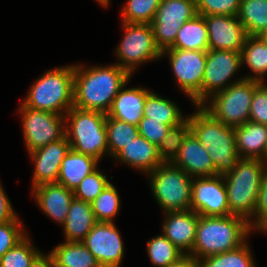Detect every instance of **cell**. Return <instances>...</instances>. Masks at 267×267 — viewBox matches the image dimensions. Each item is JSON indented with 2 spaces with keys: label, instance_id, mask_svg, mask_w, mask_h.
<instances>
[{
  "label": "cell",
  "instance_id": "cell-1",
  "mask_svg": "<svg viewBox=\"0 0 267 267\" xmlns=\"http://www.w3.org/2000/svg\"><path fill=\"white\" fill-rule=\"evenodd\" d=\"M131 77L115 63L88 68L74 65L73 106L107 114L115 96Z\"/></svg>",
  "mask_w": 267,
  "mask_h": 267
},
{
  "label": "cell",
  "instance_id": "cell-2",
  "mask_svg": "<svg viewBox=\"0 0 267 267\" xmlns=\"http://www.w3.org/2000/svg\"><path fill=\"white\" fill-rule=\"evenodd\" d=\"M251 232L249 222L237 215H199L196 239L189 255L200 260L236 249L246 242Z\"/></svg>",
  "mask_w": 267,
  "mask_h": 267
},
{
  "label": "cell",
  "instance_id": "cell-3",
  "mask_svg": "<svg viewBox=\"0 0 267 267\" xmlns=\"http://www.w3.org/2000/svg\"><path fill=\"white\" fill-rule=\"evenodd\" d=\"M196 107L197 111L187 116L191 132L207 150L216 168V175H224L241 159L237 152L234 127L215 119L201 105Z\"/></svg>",
  "mask_w": 267,
  "mask_h": 267
},
{
  "label": "cell",
  "instance_id": "cell-4",
  "mask_svg": "<svg viewBox=\"0 0 267 267\" xmlns=\"http://www.w3.org/2000/svg\"><path fill=\"white\" fill-rule=\"evenodd\" d=\"M267 162L241 158L237 165L223 175L232 215L249 221L254 214Z\"/></svg>",
  "mask_w": 267,
  "mask_h": 267
},
{
  "label": "cell",
  "instance_id": "cell-5",
  "mask_svg": "<svg viewBox=\"0 0 267 267\" xmlns=\"http://www.w3.org/2000/svg\"><path fill=\"white\" fill-rule=\"evenodd\" d=\"M74 64L49 70L29 89L22 103L33 110L65 115L73 107Z\"/></svg>",
  "mask_w": 267,
  "mask_h": 267
},
{
  "label": "cell",
  "instance_id": "cell-6",
  "mask_svg": "<svg viewBox=\"0 0 267 267\" xmlns=\"http://www.w3.org/2000/svg\"><path fill=\"white\" fill-rule=\"evenodd\" d=\"M106 119L104 112L73 106L65 114V135L71 149L98 161L103 155H109Z\"/></svg>",
  "mask_w": 267,
  "mask_h": 267
},
{
  "label": "cell",
  "instance_id": "cell-7",
  "mask_svg": "<svg viewBox=\"0 0 267 267\" xmlns=\"http://www.w3.org/2000/svg\"><path fill=\"white\" fill-rule=\"evenodd\" d=\"M155 200L164 212L191 210L193 178L171 163L159 165L148 173Z\"/></svg>",
  "mask_w": 267,
  "mask_h": 267
},
{
  "label": "cell",
  "instance_id": "cell-8",
  "mask_svg": "<svg viewBox=\"0 0 267 267\" xmlns=\"http://www.w3.org/2000/svg\"><path fill=\"white\" fill-rule=\"evenodd\" d=\"M261 83L244 77L237 79V82L211 96L208 99L210 105L201 106L223 124L240 126L249 121L251 99Z\"/></svg>",
  "mask_w": 267,
  "mask_h": 267
},
{
  "label": "cell",
  "instance_id": "cell-9",
  "mask_svg": "<svg viewBox=\"0 0 267 267\" xmlns=\"http://www.w3.org/2000/svg\"><path fill=\"white\" fill-rule=\"evenodd\" d=\"M122 24L125 34L115 50L120 59L116 64L133 76L139 64L162 58L161 50L156 46L151 24Z\"/></svg>",
  "mask_w": 267,
  "mask_h": 267
},
{
  "label": "cell",
  "instance_id": "cell-10",
  "mask_svg": "<svg viewBox=\"0 0 267 267\" xmlns=\"http://www.w3.org/2000/svg\"><path fill=\"white\" fill-rule=\"evenodd\" d=\"M241 66V53L208 49L201 90L191 99L192 103L195 106L208 104L211 96L237 82L229 81Z\"/></svg>",
  "mask_w": 267,
  "mask_h": 267
},
{
  "label": "cell",
  "instance_id": "cell-11",
  "mask_svg": "<svg viewBox=\"0 0 267 267\" xmlns=\"http://www.w3.org/2000/svg\"><path fill=\"white\" fill-rule=\"evenodd\" d=\"M197 14L195 0H162L151 22L156 46L170 48L183 24Z\"/></svg>",
  "mask_w": 267,
  "mask_h": 267
},
{
  "label": "cell",
  "instance_id": "cell-12",
  "mask_svg": "<svg viewBox=\"0 0 267 267\" xmlns=\"http://www.w3.org/2000/svg\"><path fill=\"white\" fill-rule=\"evenodd\" d=\"M21 113L23 136L28 153L57 141L65 135V115L33 110L23 104Z\"/></svg>",
  "mask_w": 267,
  "mask_h": 267
},
{
  "label": "cell",
  "instance_id": "cell-13",
  "mask_svg": "<svg viewBox=\"0 0 267 267\" xmlns=\"http://www.w3.org/2000/svg\"><path fill=\"white\" fill-rule=\"evenodd\" d=\"M168 56L179 88L190 100L201 90L207 51L165 49L161 57Z\"/></svg>",
  "mask_w": 267,
  "mask_h": 267
},
{
  "label": "cell",
  "instance_id": "cell-14",
  "mask_svg": "<svg viewBox=\"0 0 267 267\" xmlns=\"http://www.w3.org/2000/svg\"><path fill=\"white\" fill-rule=\"evenodd\" d=\"M191 210L201 216H229L227 188L223 175L193 178Z\"/></svg>",
  "mask_w": 267,
  "mask_h": 267
},
{
  "label": "cell",
  "instance_id": "cell-15",
  "mask_svg": "<svg viewBox=\"0 0 267 267\" xmlns=\"http://www.w3.org/2000/svg\"><path fill=\"white\" fill-rule=\"evenodd\" d=\"M81 242L101 267H120L124 243L114 222H97Z\"/></svg>",
  "mask_w": 267,
  "mask_h": 267
},
{
  "label": "cell",
  "instance_id": "cell-16",
  "mask_svg": "<svg viewBox=\"0 0 267 267\" xmlns=\"http://www.w3.org/2000/svg\"><path fill=\"white\" fill-rule=\"evenodd\" d=\"M208 30V49L241 53L247 33L238 16H204Z\"/></svg>",
  "mask_w": 267,
  "mask_h": 267
},
{
  "label": "cell",
  "instance_id": "cell-17",
  "mask_svg": "<svg viewBox=\"0 0 267 267\" xmlns=\"http://www.w3.org/2000/svg\"><path fill=\"white\" fill-rule=\"evenodd\" d=\"M71 149L66 135L28 154L35 163L32 188L58 180L61 162Z\"/></svg>",
  "mask_w": 267,
  "mask_h": 267
},
{
  "label": "cell",
  "instance_id": "cell-18",
  "mask_svg": "<svg viewBox=\"0 0 267 267\" xmlns=\"http://www.w3.org/2000/svg\"><path fill=\"white\" fill-rule=\"evenodd\" d=\"M171 164L182 169L192 178L216 176V168L211 157L192 132L184 139L179 153Z\"/></svg>",
  "mask_w": 267,
  "mask_h": 267
},
{
  "label": "cell",
  "instance_id": "cell-19",
  "mask_svg": "<svg viewBox=\"0 0 267 267\" xmlns=\"http://www.w3.org/2000/svg\"><path fill=\"white\" fill-rule=\"evenodd\" d=\"M162 234L184 255H189L196 239L199 215L193 210L165 212Z\"/></svg>",
  "mask_w": 267,
  "mask_h": 267
},
{
  "label": "cell",
  "instance_id": "cell-20",
  "mask_svg": "<svg viewBox=\"0 0 267 267\" xmlns=\"http://www.w3.org/2000/svg\"><path fill=\"white\" fill-rule=\"evenodd\" d=\"M32 192L39 209L46 216L63 225L74 198L73 191L60 183L54 182L32 188Z\"/></svg>",
  "mask_w": 267,
  "mask_h": 267
},
{
  "label": "cell",
  "instance_id": "cell-21",
  "mask_svg": "<svg viewBox=\"0 0 267 267\" xmlns=\"http://www.w3.org/2000/svg\"><path fill=\"white\" fill-rule=\"evenodd\" d=\"M124 164L141 172L150 173L159 165L164 164L159 153V147L142 136H138L125 145L115 156Z\"/></svg>",
  "mask_w": 267,
  "mask_h": 267
},
{
  "label": "cell",
  "instance_id": "cell-22",
  "mask_svg": "<svg viewBox=\"0 0 267 267\" xmlns=\"http://www.w3.org/2000/svg\"><path fill=\"white\" fill-rule=\"evenodd\" d=\"M126 84L115 96L107 116L138 126L143 118V108L147 95L151 92L147 88L124 89Z\"/></svg>",
  "mask_w": 267,
  "mask_h": 267
},
{
  "label": "cell",
  "instance_id": "cell-23",
  "mask_svg": "<svg viewBox=\"0 0 267 267\" xmlns=\"http://www.w3.org/2000/svg\"><path fill=\"white\" fill-rule=\"evenodd\" d=\"M237 152L243 159H259L267 162V126L247 121L234 127Z\"/></svg>",
  "mask_w": 267,
  "mask_h": 267
},
{
  "label": "cell",
  "instance_id": "cell-24",
  "mask_svg": "<svg viewBox=\"0 0 267 267\" xmlns=\"http://www.w3.org/2000/svg\"><path fill=\"white\" fill-rule=\"evenodd\" d=\"M97 220L93 214L91 203L73 198L66 220L62 227L66 242L82 241L91 229L95 226Z\"/></svg>",
  "mask_w": 267,
  "mask_h": 267
},
{
  "label": "cell",
  "instance_id": "cell-25",
  "mask_svg": "<svg viewBox=\"0 0 267 267\" xmlns=\"http://www.w3.org/2000/svg\"><path fill=\"white\" fill-rule=\"evenodd\" d=\"M99 161L70 149L61 162L57 183L74 191L80 182L97 169Z\"/></svg>",
  "mask_w": 267,
  "mask_h": 267
},
{
  "label": "cell",
  "instance_id": "cell-26",
  "mask_svg": "<svg viewBox=\"0 0 267 267\" xmlns=\"http://www.w3.org/2000/svg\"><path fill=\"white\" fill-rule=\"evenodd\" d=\"M55 267H101L93 254L80 242L58 244L50 252Z\"/></svg>",
  "mask_w": 267,
  "mask_h": 267
},
{
  "label": "cell",
  "instance_id": "cell-27",
  "mask_svg": "<svg viewBox=\"0 0 267 267\" xmlns=\"http://www.w3.org/2000/svg\"><path fill=\"white\" fill-rule=\"evenodd\" d=\"M168 49L208 50V30L204 16L197 14L183 24L174 44Z\"/></svg>",
  "mask_w": 267,
  "mask_h": 267
},
{
  "label": "cell",
  "instance_id": "cell-28",
  "mask_svg": "<svg viewBox=\"0 0 267 267\" xmlns=\"http://www.w3.org/2000/svg\"><path fill=\"white\" fill-rule=\"evenodd\" d=\"M143 117L160 121L162 124L176 126L182 123L187 117L183 116L177 104L169 99H164L154 92H150L143 108Z\"/></svg>",
  "mask_w": 267,
  "mask_h": 267
},
{
  "label": "cell",
  "instance_id": "cell-29",
  "mask_svg": "<svg viewBox=\"0 0 267 267\" xmlns=\"http://www.w3.org/2000/svg\"><path fill=\"white\" fill-rule=\"evenodd\" d=\"M242 65H247L254 75L245 76L246 79H253L264 82L263 77L267 74V44L258 36H247L244 47L241 51Z\"/></svg>",
  "mask_w": 267,
  "mask_h": 267
},
{
  "label": "cell",
  "instance_id": "cell-30",
  "mask_svg": "<svg viewBox=\"0 0 267 267\" xmlns=\"http://www.w3.org/2000/svg\"><path fill=\"white\" fill-rule=\"evenodd\" d=\"M237 16L247 35H260L267 29V0H241Z\"/></svg>",
  "mask_w": 267,
  "mask_h": 267
},
{
  "label": "cell",
  "instance_id": "cell-31",
  "mask_svg": "<svg viewBox=\"0 0 267 267\" xmlns=\"http://www.w3.org/2000/svg\"><path fill=\"white\" fill-rule=\"evenodd\" d=\"M245 242L236 249L206 256L199 260L201 267H256L251 250Z\"/></svg>",
  "mask_w": 267,
  "mask_h": 267
},
{
  "label": "cell",
  "instance_id": "cell-32",
  "mask_svg": "<svg viewBox=\"0 0 267 267\" xmlns=\"http://www.w3.org/2000/svg\"><path fill=\"white\" fill-rule=\"evenodd\" d=\"M106 130L108 151L112 157L140 135L138 126L108 116Z\"/></svg>",
  "mask_w": 267,
  "mask_h": 267
},
{
  "label": "cell",
  "instance_id": "cell-33",
  "mask_svg": "<svg viewBox=\"0 0 267 267\" xmlns=\"http://www.w3.org/2000/svg\"><path fill=\"white\" fill-rule=\"evenodd\" d=\"M147 254L155 267H168L184 254L163 234L147 241Z\"/></svg>",
  "mask_w": 267,
  "mask_h": 267
},
{
  "label": "cell",
  "instance_id": "cell-34",
  "mask_svg": "<svg viewBox=\"0 0 267 267\" xmlns=\"http://www.w3.org/2000/svg\"><path fill=\"white\" fill-rule=\"evenodd\" d=\"M91 207L97 222H113L120 210V197L116 187L110 182L91 202Z\"/></svg>",
  "mask_w": 267,
  "mask_h": 267
},
{
  "label": "cell",
  "instance_id": "cell-35",
  "mask_svg": "<svg viewBox=\"0 0 267 267\" xmlns=\"http://www.w3.org/2000/svg\"><path fill=\"white\" fill-rule=\"evenodd\" d=\"M190 132L191 126L188 118L179 125L170 128L159 145V153L164 163H171L176 158L184 139Z\"/></svg>",
  "mask_w": 267,
  "mask_h": 267
},
{
  "label": "cell",
  "instance_id": "cell-36",
  "mask_svg": "<svg viewBox=\"0 0 267 267\" xmlns=\"http://www.w3.org/2000/svg\"><path fill=\"white\" fill-rule=\"evenodd\" d=\"M162 0H128L123 6V22L151 24Z\"/></svg>",
  "mask_w": 267,
  "mask_h": 267
},
{
  "label": "cell",
  "instance_id": "cell-37",
  "mask_svg": "<svg viewBox=\"0 0 267 267\" xmlns=\"http://www.w3.org/2000/svg\"><path fill=\"white\" fill-rule=\"evenodd\" d=\"M26 235L0 259V267H30L34 259L41 253L33 247Z\"/></svg>",
  "mask_w": 267,
  "mask_h": 267
},
{
  "label": "cell",
  "instance_id": "cell-38",
  "mask_svg": "<svg viewBox=\"0 0 267 267\" xmlns=\"http://www.w3.org/2000/svg\"><path fill=\"white\" fill-rule=\"evenodd\" d=\"M109 183L106 175L97 168L90 175H87L75 188L73 191L74 197L91 203Z\"/></svg>",
  "mask_w": 267,
  "mask_h": 267
},
{
  "label": "cell",
  "instance_id": "cell-39",
  "mask_svg": "<svg viewBox=\"0 0 267 267\" xmlns=\"http://www.w3.org/2000/svg\"><path fill=\"white\" fill-rule=\"evenodd\" d=\"M197 13L202 16H237L241 0H195Z\"/></svg>",
  "mask_w": 267,
  "mask_h": 267
},
{
  "label": "cell",
  "instance_id": "cell-40",
  "mask_svg": "<svg viewBox=\"0 0 267 267\" xmlns=\"http://www.w3.org/2000/svg\"><path fill=\"white\" fill-rule=\"evenodd\" d=\"M22 226L23 223L17 216L9 222L0 224V259L26 236L27 233Z\"/></svg>",
  "mask_w": 267,
  "mask_h": 267
},
{
  "label": "cell",
  "instance_id": "cell-41",
  "mask_svg": "<svg viewBox=\"0 0 267 267\" xmlns=\"http://www.w3.org/2000/svg\"><path fill=\"white\" fill-rule=\"evenodd\" d=\"M248 222L251 230L264 232L267 228V166L262 178L253 217Z\"/></svg>",
  "mask_w": 267,
  "mask_h": 267
},
{
  "label": "cell",
  "instance_id": "cell-42",
  "mask_svg": "<svg viewBox=\"0 0 267 267\" xmlns=\"http://www.w3.org/2000/svg\"><path fill=\"white\" fill-rule=\"evenodd\" d=\"M249 120L267 126V84L264 82L254 90Z\"/></svg>",
  "mask_w": 267,
  "mask_h": 267
},
{
  "label": "cell",
  "instance_id": "cell-43",
  "mask_svg": "<svg viewBox=\"0 0 267 267\" xmlns=\"http://www.w3.org/2000/svg\"><path fill=\"white\" fill-rule=\"evenodd\" d=\"M171 127L173 126L162 124L160 121L151 120V118L148 117H143L139 121L138 132L140 136L159 147Z\"/></svg>",
  "mask_w": 267,
  "mask_h": 267
},
{
  "label": "cell",
  "instance_id": "cell-44",
  "mask_svg": "<svg viewBox=\"0 0 267 267\" xmlns=\"http://www.w3.org/2000/svg\"><path fill=\"white\" fill-rule=\"evenodd\" d=\"M0 183V224L13 220L17 214L12 208V204Z\"/></svg>",
  "mask_w": 267,
  "mask_h": 267
},
{
  "label": "cell",
  "instance_id": "cell-45",
  "mask_svg": "<svg viewBox=\"0 0 267 267\" xmlns=\"http://www.w3.org/2000/svg\"><path fill=\"white\" fill-rule=\"evenodd\" d=\"M30 267H55V264L50 253L47 255L40 253L31 263Z\"/></svg>",
  "mask_w": 267,
  "mask_h": 267
},
{
  "label": "cell",
  "instance_id": "cell-46",
  "mask_svg": "<svg viewBox=\"0 0 267 267\" xmlns=\"http://www.w3.org/2000/svg\"><path fill=\"white\" fill-rule=\"evenodd\" d=\"M168 267H201L199 260L190 255H183L176 263Z\"/></svg>",
  "mask_w": 267,
  "mask_h": 267
},
{
  "label": "cell",
  "instance_id": "cell-47",
  "mask_svg": "<svg viewBox=\"0 0 267 267\" xmlns=\"http://www.w3.org/2000/svg\"><path fill=\"white\" fill-rule=\"evenodd\" d=\"M258 37L267 44V29L258 35Z\"/></svg>",
  "mask_w": 267,
  "mask_h": 267
},
{
  "label": "cell",
  "instance_id": "cell-48",
  "mask_svg": "<svg viewBox=\"0 0 267 267\" xmlns=\"http://www.w3.org/2000/svg\"><path fill=\"white\" fill-rule=\"evenodd\" d=\"M99 4H101L104 7H108L110 0H96Z\"/></svg>",
  "mask_w": 267,
  "mask_h": 267
}]
</instances>
